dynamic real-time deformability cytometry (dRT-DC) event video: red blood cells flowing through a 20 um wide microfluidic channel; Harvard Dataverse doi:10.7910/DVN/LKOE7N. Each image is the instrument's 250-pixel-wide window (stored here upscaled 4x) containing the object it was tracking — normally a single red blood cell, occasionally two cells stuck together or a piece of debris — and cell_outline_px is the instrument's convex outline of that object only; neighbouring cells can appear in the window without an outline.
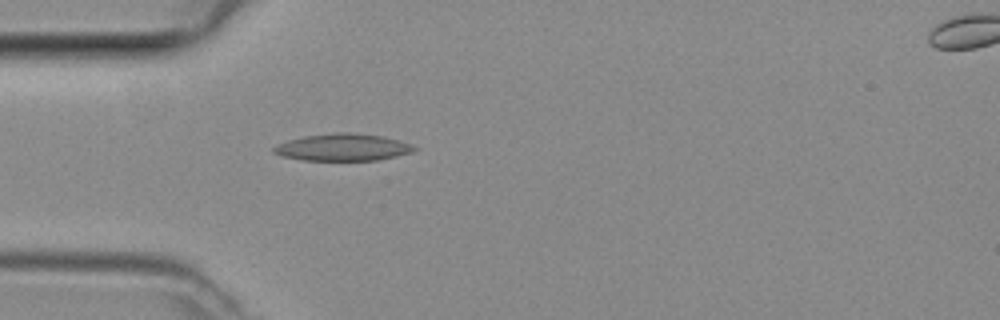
{"species": "common noctule bat (a hibernating species)", "species_latin": "Nyctalus noctula", "temperature_condition": "room temperature", "stored_images_in_passage": 35, "camera_frame_rate_fps": 3000, "um_per_image_px": 0.085, "animal": {"sex": "female", "body_mass_g": 29.2, "forearm_length_mm": 56.3}, "frame": {"image": 1, "passage_image": 1, "time_ms": 0.0, "image_size_px": [1000, 320], "cell_outline_px": [[416, 148], [412, 152], [396, 156], [376, 160], [304, 160], [284, 156], [272, 152], [272, 148], [276, 144], [288, 140], [304, 136], [336, 132], [348, 132], [384, 136], [412, 144]], "centroid_in_image_um": [29.13, 12.51], "position_along_channel_um": 55.9, "area_um2": 22.08}}
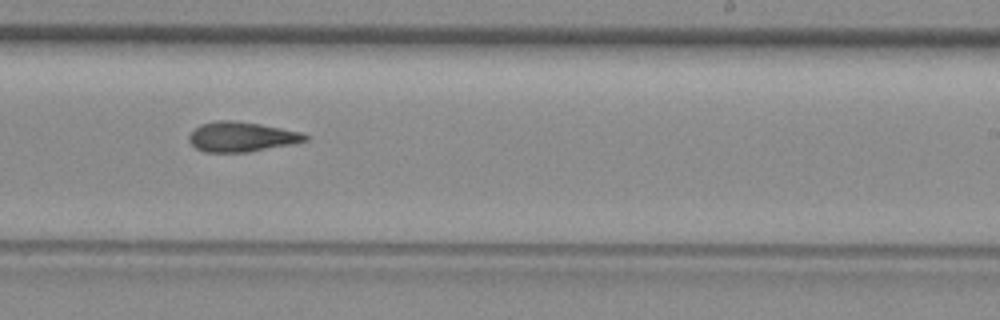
{"frame": {"image": 2, "passage_image": 16, "time_ms": 5.0, "image_size_px": [1000, 320], "cell_outline_px": [[308, 140], [292, 144], [248, 152], [204, 152], [196, 148], [188, 140], [188, 136], [200, 124], [220, 120], [228, 120], [260, 124], [304, 132], [308, 136]], "centroid_in_image_um": [20.55, 11.63], "position_along_channel_um": 268.5, "area_um2": 20.17}}
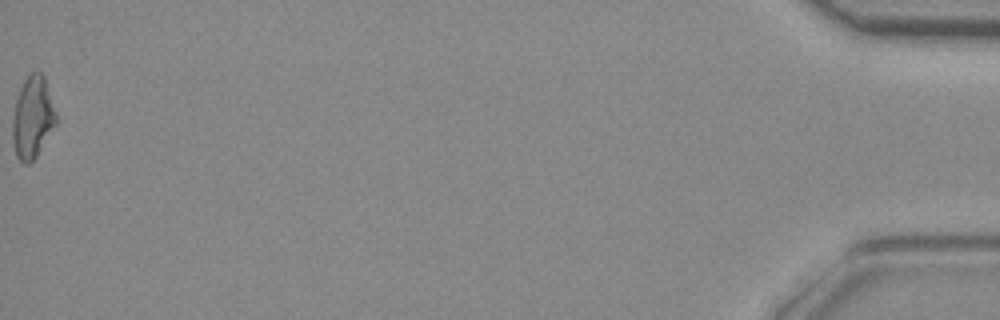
{"frame": {"image": 3, "passage_image": 35, "time_ms": 11.333, "image_size_px": [1000, 320], "cell_outline_px": [[56, 124], [36, 156], [28, 164], [24, 164], [16, 156], [12, 144], [12, 120], [16, 100], [20, 88], [24, 80], [32, 72], [40, 72], [44, 76], [56, 112]], "centroid_in_image_um": [2.75, 10.0], "position_along_channel_um": 432.4, "area_um2": 20.63}}